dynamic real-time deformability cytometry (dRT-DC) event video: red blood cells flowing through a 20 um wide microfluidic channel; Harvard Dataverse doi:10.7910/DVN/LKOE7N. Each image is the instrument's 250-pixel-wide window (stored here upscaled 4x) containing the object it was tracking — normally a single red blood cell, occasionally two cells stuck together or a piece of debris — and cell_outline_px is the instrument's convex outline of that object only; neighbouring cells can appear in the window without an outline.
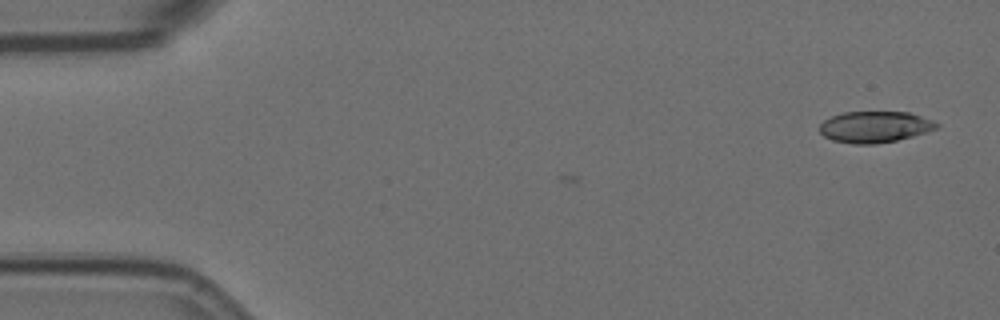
{"species": "Egyptian fruit bat (a non-hibernating species)", "species_latin": "Rousettus aegyptiacus", "temperature_condition": "room temperature", "stored_images_in_passage": 11, "camera_frame_rate_fps": 3000, "um_per_image_px": 0.085, "animal": {"sex": "female"}, "frame": {"image": 1, "passage_image": 11, "time_ms": 3.333, "image_size_px": [1000, 320], "cell_outline_px": [[940, 124], [936, 128], [912, 136], [896, 140], [876, 144], [852, 144], [832, 140], [824, 136], [820, 132], [820, 124], [824, 120], [832, 116], [844, 112], [908, 112], [932, 120]], "centroid_in_image_um": [74.33, 10.79], "position_along_channel_um": 10.7, "area_um2": 21.15}}